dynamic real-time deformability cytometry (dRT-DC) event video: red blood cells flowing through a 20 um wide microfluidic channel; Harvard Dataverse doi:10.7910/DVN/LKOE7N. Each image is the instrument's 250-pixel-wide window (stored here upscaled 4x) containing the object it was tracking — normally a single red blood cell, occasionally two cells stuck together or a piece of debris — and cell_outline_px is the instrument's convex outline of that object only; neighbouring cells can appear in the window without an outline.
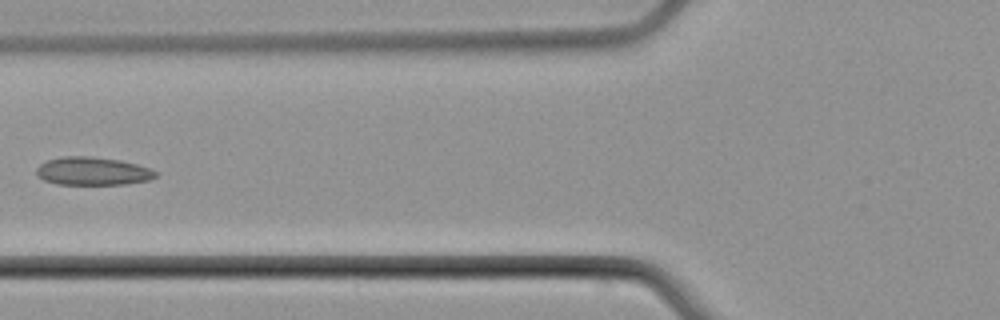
{"species": "common noctule bat (a hibernating species)", "species_latin": "Nyctalus noctula", "temperature_condition": "cold", "stored_images_in_passage": 8, "camera_frame_rate_fps": 3000, "um_per_image_px": 0.085, "animal": {"sex": "male", "body_mass_g": 21.5, "forearm_length_mm": 52.0}, "frame": {"image": 1, "passage_image": 7, "time_ms": 7.333, "image_size_px": [1000, 320], "cell_outline_px": [[160, 172], [156, 176], [148, 180], [124, 184], [56, 184], [44, 180], [36, 172], [36, 168], [40, 164], [48, 160], [64, 156], [88, 156], [120, 160], [136, 164]], "centroid_in_image_um": [7.88, 14.54], "position_along_channel_um": 117.9, "area_um2": 19.36}}
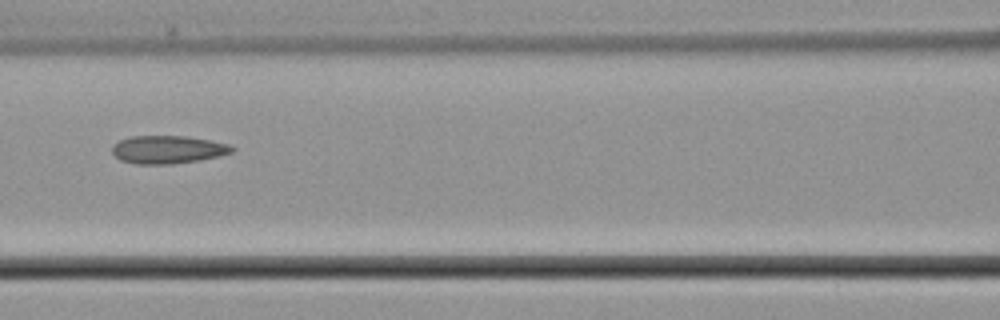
{"frame": {"image": 2, "passage_image": 8, "time_ms": 11.667, "image_size_px": [1000, 320], "cell_outline_px": [[236, 148], [232, 152], [200, 160], [172, 164], [136, 164], [120, 160], [112, 152], [112, 144], [128, 136], [184, 136], [208, 140], [228, 144]], "centroid_in_image_um": [14.22, 12.71], "position_along_channel_um": 152.4, "area_um2": 19.48}}